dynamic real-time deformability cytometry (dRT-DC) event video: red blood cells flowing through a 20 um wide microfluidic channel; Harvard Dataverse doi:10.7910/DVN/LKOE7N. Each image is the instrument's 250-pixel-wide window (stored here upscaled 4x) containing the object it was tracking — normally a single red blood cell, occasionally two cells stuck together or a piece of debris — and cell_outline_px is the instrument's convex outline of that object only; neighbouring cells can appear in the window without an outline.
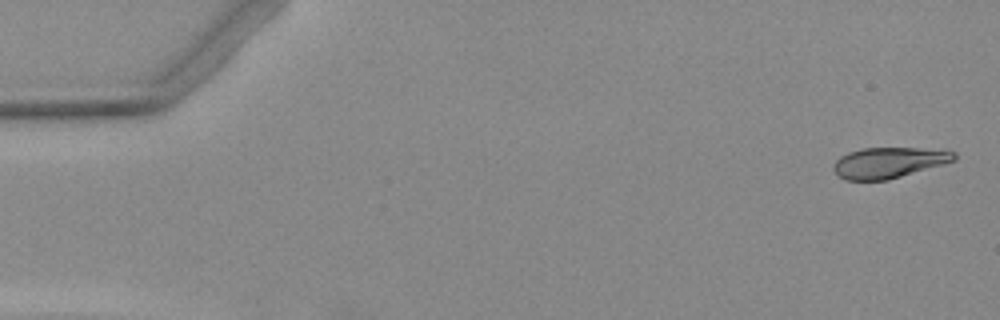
{"species": "Egyptian fruit bat (a non-hibernating species)", "species_latin": "Rousettus aegyptiacus", "temperature_condition": "warm", "stored_images_in_passage": 3, "camera_frame_rate_fps": 3000, "um_per_image_px": 0.085, "animal": {"sex": "female"}, "frame": {"image": 1, "passage_image": 1, "time_ms": 0.0, "image_size_px": [1000, 320], "cell_outline_px": [[956, 160], [944, 164], [888, 180], [844, 180], [832, 168], [836, 160], [840, 156], [848, 152], [864, 148], [916, 148], [956, 152]], "centroid_in_image_um": [75.53, 13.83], "position_along_channel_um": 9.5, "area_um2": 21.44}}